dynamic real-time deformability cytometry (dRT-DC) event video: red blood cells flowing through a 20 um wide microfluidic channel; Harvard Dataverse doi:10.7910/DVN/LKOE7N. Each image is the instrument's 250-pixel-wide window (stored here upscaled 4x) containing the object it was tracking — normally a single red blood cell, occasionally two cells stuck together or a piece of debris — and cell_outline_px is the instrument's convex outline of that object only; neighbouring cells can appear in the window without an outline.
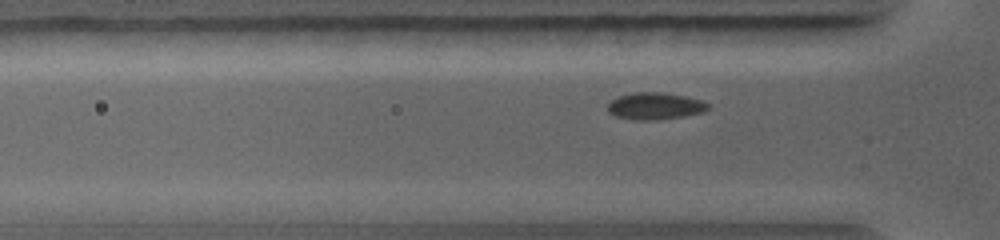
{"species": "common noctule bat (a hibernating species)", "species_latin": "Nyctalus noctula", "temperature_condition": "warm", "stored_images_in_passage": 40, "camera_frame_rate_fps": 5000, "um_per_image_px": 0.085, "animal": {"sex": "female", "body_mass_g": 19.0, "forearm_length_mm": 56.7}, "frame": {"image": 1, "passage_image": 10, "time_ms": 2.4, "image_size_px": [1000, 240], "cell_outline_px": [[708, 108], [704, 112], [684, 116], [656, 120], [632, 120], [616, 116], [608, 112], [608, 104], [612, 100], [620, 96], [632, 92], [660, 92], [684, 96], [700, 100], [708, 104]], "centroid_in_image_um": [55.65, 9.02], "position_along_channel_um": 70.1, "area_um2": 15.66}}
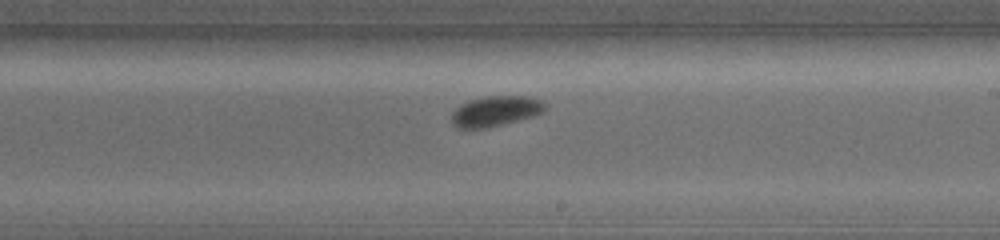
{"frame": {"image": 2, "passage_image": 23, "time_ms": 6.0, "image_size_px": [1000, 240], "cell_outline_px": [[548, 108], [544, 112], [532, 116], [488, 128], [456, 128], [452, 124], [452, 112], [460, 104], [484, 96], [528, 96], [540, 100], [548, 104]], "centroid_in_image_um": [42.14, 9.44], "position_along_channel_um": 246.9, "area_um2": 16.59}}
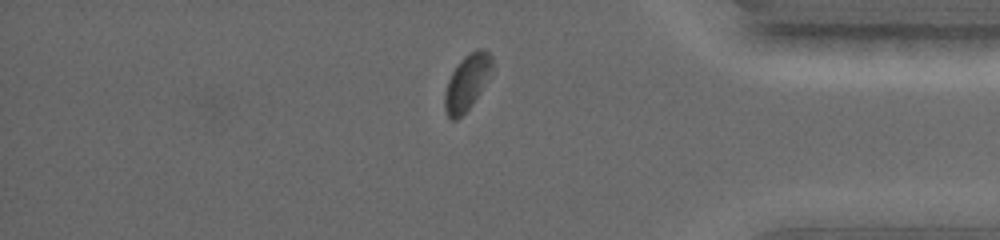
{"frame": {"image": 3, "passage_image": 36, "time_ms": 9.4, "image_size_px": [1000, 240], "cell_outline_px": [[492, 76], [472, 104], [456, 120], [452, 120], [448, 116], [444, 108], [444, 92], [448, 80], [452, 72], [460, 60], [468, 52], [476, 48], [484, 48], [492, 56]], "centroid_in_image_um": [39.72, 6.96], "position_along_channel_um": 395.5, "area_um2": 15.66}}